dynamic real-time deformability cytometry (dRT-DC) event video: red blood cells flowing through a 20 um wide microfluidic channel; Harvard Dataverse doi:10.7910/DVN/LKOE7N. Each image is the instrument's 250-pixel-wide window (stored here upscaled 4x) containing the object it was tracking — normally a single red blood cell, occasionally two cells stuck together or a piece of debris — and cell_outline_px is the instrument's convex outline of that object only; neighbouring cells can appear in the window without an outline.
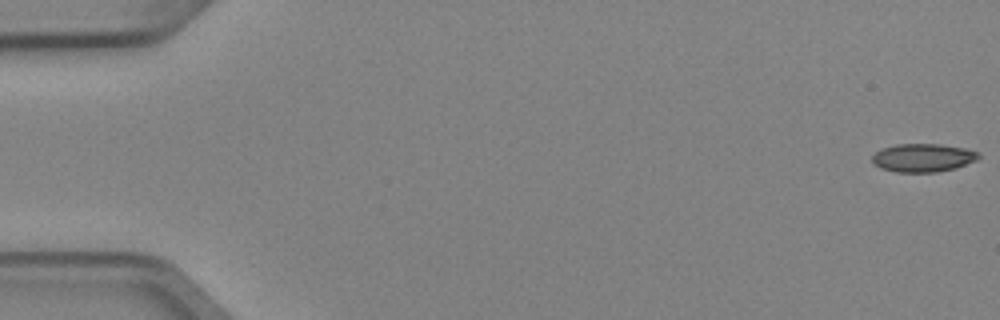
{"species": "Egyptian fruit bat (a non-hibernating species)", "species_latin": "Rousettus aegyptiacus", "temperature_condition": "cold", "stored_images_in_passage": 5, "camera_frame_rate_fps": 3000, "um_per_image_px": 0.085, "animal": {"sex": "female"}, "frame": {"image": 1, "passage_image": 1, "time_ms": 0.0, "image_size_px": [1000, 320], "cell_outline_px": [[980, 156], [976, 160], [956, 168], [936, 172], [896, 172], [880, 168], [872, 164], [872, 156], [880, 148], [896, 144], [940, 144], [964, 148], [980, 152]], "centroid_in_image_um": [78.43, 13.41], "position_along_channel_um": 6.6, "area_um2": 17.69}}
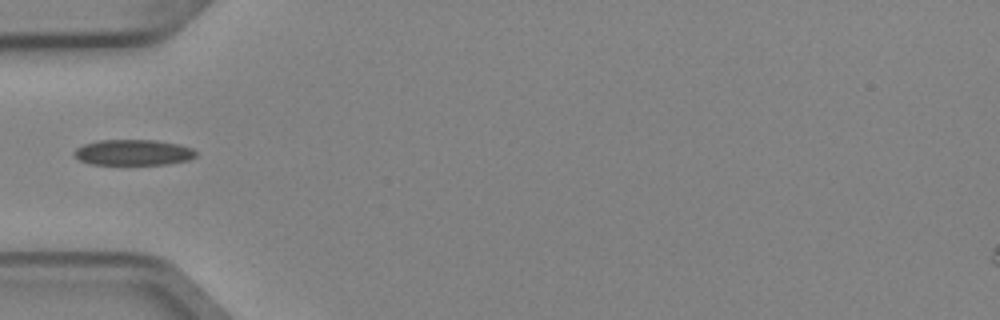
{"frame": {"image": 2, "passage_image": 5, "time_ms": 1.333, "image_size_px": [1000, 320], "cell_outline_px": [[196, 156], [188, 160], [164, 164], [92, 164], [80, 160], [72, 152], [76, 148], [84, 144], [100, 140], [156, 140], [176, 144], [192, 148], [196, 152]], "centroid_in_image_um": [11.31, 12.95], "position_along_channel_um": 73.7, "area_um2": 18.03}}